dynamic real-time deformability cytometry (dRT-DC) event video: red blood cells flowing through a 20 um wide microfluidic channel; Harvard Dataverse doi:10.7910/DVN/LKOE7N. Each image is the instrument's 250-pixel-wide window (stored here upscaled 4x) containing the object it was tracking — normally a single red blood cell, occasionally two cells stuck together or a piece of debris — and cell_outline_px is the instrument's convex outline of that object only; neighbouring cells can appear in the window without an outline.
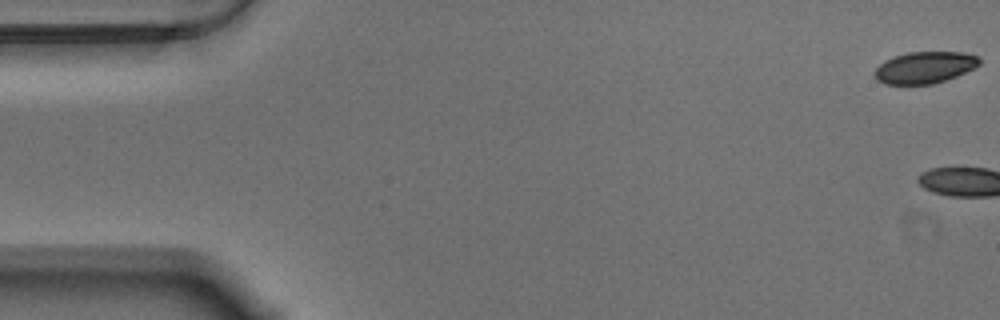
{"species": "Egyptian fruit bat (a non-hibernating species)", "species_latin": "Rousettus aegyptiacus", "temperature_condition": "warm", "stored_images_in_passage": 4, "camera_frame_rate_fps": 3000, "um_per_image_px": 0.085, "animal": {"sex": "male"}, "frame": {"image": 1, "passage_image": 1, "time_ms": 0.0, "image_size_px": [1000, 320], "cell_outline_px": [[980, 64], [956, 76], [932, 84], [884, 84], [876, 80], [872, 72], [884, 60], [908, 52], [964, 52], [980, 56]], "centroid_in_image_um": [78.57, 5.73], "position_along_channel_um": 6.4, "area_um2": 19.36}}